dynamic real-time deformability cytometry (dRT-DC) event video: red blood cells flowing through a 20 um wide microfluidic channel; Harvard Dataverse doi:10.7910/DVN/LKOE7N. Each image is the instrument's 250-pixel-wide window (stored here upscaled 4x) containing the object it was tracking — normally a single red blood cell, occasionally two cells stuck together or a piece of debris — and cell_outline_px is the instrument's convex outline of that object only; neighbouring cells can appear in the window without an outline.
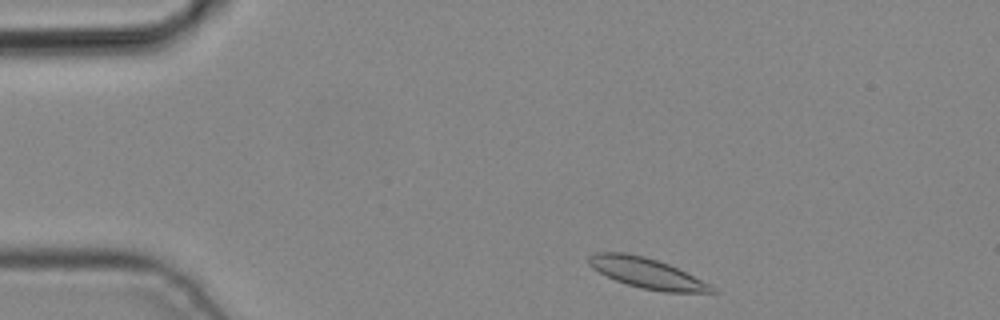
{"species": "common noctule bat (a hibernating species)", "species_latin": "Nyctalus noctula", "temperature_condition": "cold", "stored_images_in_passage": 2, "camera_frame_rate_fps": 3000, "um_per_image_px": 0.085, "animal": {"sex": "male", "body_mass_g": 19.2, "forearm_length_mm": 51.8}, "frame": {"image": 1, "passage_image": 1, "time_ms": 0.0, "image_size_px": [1000, 320], "cell_outline_px": [[720, 292], [664, 292], [640, 288], [616, 280], [592, 268], [588, 264], [588, 256], [596, 252], [624, 252], [644, 256], [668, 264], [716, 288]], "centroid_in_image_um": [54.94, 23.21], "position_along_channel_um": 30.1, "area_um2": 21.33}}